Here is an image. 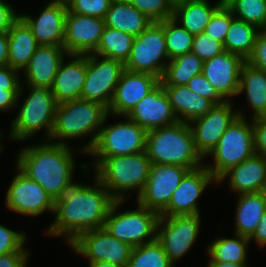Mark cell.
I'll use <instances>...</instances> for the list:
<instances>
[{"label":"cell","instance_id":"5","mask_svg":"<svg viewBox=\"0 0 266 267\" xmlns=\"http://www.w3.org/2000/svg\"><path fill=\"white\" fill-rule=\"evenodd\" d=\"M93 161L95 177L109 190L116 201H126L125 193L136 191L137 197L148 180L151 161L146 153L113 157H96Z\"/></svg>","mask_w":266,"mask_h":267},{"label":"cell","instance_id":"37","mask_svg":"<svg viewBox=\"0 0 266 267\" xmlns=\"http://www.w3.org/2000/svg\"><path fill=\"white\" fill-rule=\"evenodd\" d=\"M178 25V21L173 18L163 20L166 47L170 60L190 53L192 50L195 35L189 33L181 25Z\"/></svg>","mask_w":266,"mask_h":267},{"label":"cell","instance_id":"9","mask_svg":"<svg viewBox=\"0 0 266 267\" xmlns=\"http://www.w3.org/2000/svg\"><path fill=\"white\" fill-rule=\"evenodd\" d=\"M169 60L163 21L152 22L146 30L135 36L125 69L149 73L161 80Z\"/></svg>","mask_w":266,"mask_h":267},{"label":"cell","instance_id":"53","mask_svg":"<svg viewBox=\"0 0 266 267\" xmlns=\"http://www.w3.org/2000/svg\"><path fill=\"white\" fill-rule=\"evenodd\" d=\"M208 267H249L247 264H238V263H223L219 261H209Z\"/></svg>","mask_w":266,"mask_h":267},{"label":"cell","instance_id":"27","mask_svg":"<svg viewBox=\"0 0 266 267\" xmlns=\"http://www.w3.org/2000/svg\"><path fill=\"white\" fill-rule=\"evenodd\" d=\"M7 35L9 40L7 65L23 71L39 44L29 26L21 18L12 25Z\"/></svg>","mask_w":266,"mask_h":267},{"label":"cell","instance_id":"47","mask_svg":"<svg viewBox=\"0 0 266 267\" xmlns=\"http://www.w3.org/2000/svg\"><path fill=\"white\" fill-rule=\"evenodd\" d=\"M19 72L8 65L0 66V90H20Z\"/></svg>","mask_w":266,"mask_h":267},{"label":"cell","instance_id":"8","mask_svg":"<svg viewBox=\"0 0 266 267\" xmlns=\"http://www.w3.org/2000/svg\"><path fill=\"white\" fill-rule=\"evenodd\" d=\"M124 201H115L105 220L104 228L117 239L140 246L156 239L160 214L137 203L135 210L119 212Z\"/></svg>","mask_w":266,"mask_h":267},{"label":"cell","instance_id":"32","mask_svg":"<svg viewBox=\"0 0 266 267\" xmlns=\"http://www.w3.org/2000/svg\"><path fill=\"white\" fill-rule=\"evenodd\" d=\"M260 32L258 27L234 18L224 40L225 51L239 55L246 61L254 50Z\"/></svg>","mask_w":266,"mask_h":267},{"label":"cell","instance_id":"38","mask_svg":"<svg viewBox=\"0 0 266 267\" xmlns=\"http://www.w3.org/2000/svg\"><path fill=\"white\" fill-rule=\"evenodd\" d=\"M228 8L236 19L266 30V0H236Z\"/></svg>","mask_w":266,"mask_h":267},{"label":"cell","instance_id":"33","mask_svg":"<svg viewBox=\"0 0 266 267\" xmlns=\"http://www.w3.org/2000/svg\"><path fill=\"white\" fill-rule=\"evenodd\" d=\"M203 62L192 52L175 57L167 63L160 82L163 86L186 85L194 76L202 73Z\"/></svg>","mask_w":266,"mask_h":267},{"label":"cell","instance_id":"20","mask_svg":"<svg viewBox=\"0 0 266 267\" xmlns=\"http://www.w3.org/2000/svg\"><path fill=\"white\" fill-rule=\"evenodd\" d=\"M246 61L239 55L224 51L203 62L202 74L225 100L237 96L240 72Z\"/></svg>","mask_w":266,"mask_h":267},{"label":"cell","instance_id":"21","mask_svg":"<svg viewBox=\"0 0 266 267\" xmlns=\"http://www.w3.org/2000/svg\"><path fill=\"white\" fill-rule=\"evenodd\" d=\"M127 117L146 131L179 121L161 82L133 108Z\"/></svg>","mask_w":266,"mask_h":267},{"label":"cell","instance_id":"18","mask_svg":"<svg viewBox=\"0 0 266 267\" xmlns=\"http://www.w3.org/2000/svg\"><path fill=\"white\" fill-rule=\"evenodd\" d=\"M104 28V19L67 11L63 47L69 55L94 53Z\"/></svg>","mask_w":266,"mask_h":267},{"label":"cell","instance_id":"43","mask_svg":"<svg viewBox=\"0 0 266 267\" xmlns=\"http://www.w3.org/2000/svg\"><path fill=\"white\" fill-rule=\"evenodd\" d=\"M24 232L18 233L9 227L0 224V255L18 250H27L24 245L27 242Z\"/></svg>","mask_w":266,"mask_h":267},{"label":"cell","instance_id":"7","mask_svg":"<svg viewBox=\"0 0 266 267\" xmlns=\"http://www.w3.org/2000/svg\"><path fill=\"white\" fill-rule=\"evenodd\" d=\"M237 113L238 117L228 127L219 139L218 145L208 155V157L213 156L214 163L211 166L206 165V168L217 181L230 168L237 166L256 153L252 119L250 123L246 122L244 114L239 109Z\"/></svg>","mask_w":266,"mask_h":267},{"label":"cell","instance_id":"12","mask_svg":"<svg viewBox=\"0 0 266 267\" xmlns=\"http://www.w3.org/2000/svg\"><path fill=\"white\" fill-rule=\"evenodd\" d=\"M88 262H108L113 265L128 266L133 247L113 237L105 228L92 229L81 233L69 244Z\"/></svg>","mask_w":266,"mask_h":267},{"label":"cell","instance_id":"45","mask_svg":"<svg viewBox=\"0 0 266 267\" xmlns=\"http://www.w3.org/2000/svg\"><path fill=\"white\" fill-rule=\"evenodd\" d=\"M246 62L255 68L266 71V30H261L258 34L254 50Z\"/></svg>","mask_w":266,"mask_h":267},{"label":"cell","instance_id":"30","mask_svg":"<svg viewBox=\"0 0 266 267\" xmlns=\"http://www.w3.org/2000/svg\"><path fill=\"white\" fill-rule=\"evenodd\" d=\"M265 211L266 201L259 192L239 194L235 215V234L250 238Z\"/></svg>","mask_w":266,"mask_h":267},{"label":"cell","instance_id":"34","mask_svg":"<svg viewBox=\"0 0 266 267\" xmlns=\"http://www.w3.org/2000/svg\"><path fill=\"white\" fill-rule=\"evenodd\" d=\"M234 236V238H218L210 243L207 247L209 261L246 264L247 249L251 241L240 234H234Z\"/></svg>","mask_w":266,"mask_h":267},{"label":"cell","instance_id":"2","mask_svg":"<svg viewBox=\"0 0 266 267\" xmlns=\"http://www.w3.org/2000/svg\"><path fill=\"white\" fill-rule=\"evenodd\" d=\"M44 141L38 146L23 148L15 165L28 178L39 183L55 201L75 183L72 179L76 162L72 148L67 144Z\"/></svg>","mask_w":266,"mask_h":267},{"label":"cell","instance_id":"1","mask_svg":"<svg viewBox=\"0 0 266 267\" xmlns=\"http://www.w3.org/2000/svg\"><path fill=\"white\" fill-rule=\"evenodd\" d=\"M94 179L92 186L75 182L55 200V219L44 233L65 237L70 244L85 231L104 228L116 200L96 177Z\"/></svg>","mask_w":266,"mask_h":267},{"label":"cell","instance_id":"28","mask_svg":"<svg viewBox=\"0 0 266 267\" xmlns=\"http://www.w3.org/2000/svg\"><path fill=\"white\" fill-rule=\"evenodd\" d=\"M244 91L253 111L251 119L266 116V71L245 62L240 72L238 95Z\"/></svg>","mask_w":266,"mask_h":267},{"label":"cell","instance_id":"25","mask_svg":"<svg viewBox=\"0 0 266 267\" xmlns=\"http://www.w3.org/2000/svg\"><path fill=\"white\" fill-rule=\"evenodd\" d=\"M227 180L231 190L238 195L259 192L266 179V157L255 153L237 166L225 172L217 184Z\"/></svg>","mask_w":266,"mask_h":267},{"label":"cell","instance_id":"4","mask_svg":"<svg viewBox=\"0 0 266 267\" xmlns=\"http://www.w3.org/2000/svg\"><path fill=\"white\" fill-rule=\"evenodd\" d=\"M146 153L152 164H170L189 170L204 165L197 151L189 123L175 124L147 131Z\"/></svg>","mask_w":266,"mask_h":267},{"label":"cell","instance_id":"39","mask_svg":"<svg viewBox=\"0 0 266 267\" xmlns=\"http://www.w3.org/2000/svg\"><path fill=\"white\" fill-rule=\"evenodd\" d=\"M130 3L153 22L173 18L174 8L167 0H131Z\"/></svg>","mask_w":266,"mask_h":267},{"label":"cell","instance_id":"14","mask_svg":"<svg viewBox=\"0 0 266 267\" xmlns=\"http://www.w3.org/2000/svg\"><path fill=\"white\" fill-rule=\"evenodd\" d=\"M17 173L6 191L5 204L9 210L27 216L43 212L54 213L55 201L36 181L28 178L17 167Z\"/></svg>","mask_w":266,"mask_h":267},{"label":"cell","instance_id":"26","mask_svg":"<svg viewBox=\"0 0 266 267\" xmlns=\"http://www.w3.org/2000/svg\"><path fill=\"white\" fill-rule=\"evenodd\" d=\"M172 109L181 122L191 121L206 115L215 105L211 100L192 92L186 85L163 86Z\"/></svg>","mask_w":266,"mask_h":267},{"label":"cell","instance_id":"31","mask_svg":"<svg viewBox=\"0 0 266 267\" xmlns=\"http://www.w3.org/2000/svg\"><path fill=\"white\" fill-rule=\"evenodd\" d=\"M219 7L210 4L208 0H187L174 7L173 19L179 21L181 26L189 33L196 35L204 32L206 25L210 22L213 13Z\"/></svg>","mask_w":266,"mask_h":267},{"label":"cell","instance_id":"3","mask_svg":"<svg viewBox=\"0 0 266 267\" xmlns=\"http://www.w3.org/2000/svg\"><path fill=\"white\" fill-rule=\"evenodd\" d=\"M107 114L108 109L104 105L81 98L57 104L50 142L68 145L65 140L85 138L91 134L88 143L80 150L88 153L98 138Z\"/></svg>","mask_w":266,"mask_h":267},{"label":"cell","instance_id":"11","mask_svg":"<svg viewBox=\"0 0 266 267\" xmlns=\"http://www.w3.org/2000/svg\"><path fill=\"white\" fill-rule=\"evenodd\" d=\"M124 70L125 64L119 60L87 54V73L81 99L98 102L108 109Z\"/></svg>","mask_w":266,"mask_h":267},{"label":"cell","instance_id":"40","mask_svg":"<svg viewBox=\"0 0 266 267\" xmlns=\"http://www.w3.org/2000/svg\"><path fill=\"white\" fill-rule=\"evenodd\" d=\"M234 18L235 17L229 8L219 7L213 13L210 22L206 25L204 30L205 34L224 43L227 31Z\"/></svg>","mask_w":266,"mask_h":267},{"label":"cell","instance_id":"15","mask_svg":"<svg viewBox=\"0 0 266 267\" xmlns=\"http://www.w3.org/2000/svg\"><path fill=\"white\" fill-rule=\"evenodd\" d=\"M188 171V168L177 165L152 164L148 180L136 202L160 214Z\"/></svg>","mask_w":266,"mask_h":267},{"label":"cell","instance_id":"55","mask_svg":"<svg viewBox=\"0 0 266 267\" xmlns=\"http://www.w3.org/2000/svg\"><path fill=\"white\" fill-rule=\"evenodd\" d=\"M236 0H219L216 4L218 7H226L228 8L233 2Z\"/></svg>","mask_w":266,"mask_h":267},{"label":"cell","instance_id":"6","mask_svg":"<svg viewBox=\"0 0 266 267\" xmlns=\"http://www.w3.org/2000/svg\"><path fill=\"white\" fill-rule=\"evenodd\" d=\"M29 95L19 107L18 114L11 122L10 139L25 141L45 129V140L50 141L57 102L51 89L26 86Z\"/></svg>","mask_w":266,"mask_h":267},{"label":"cell","instance_id":"59","mask_svg":"<svg viewBox=\"0 0 266 267\" xmlns=\"http://www.w3.org/2000/svg\"><path fill=\"white\" fill-rule=\"evenodd\" d=\"M55 1H59V2H61V3H67L69 0H55Z\"/></svg>","mask_w":266,"mask_h":267},{"label":"cell","instance_id":"44","mask_svg":"<svg viewBox=\"0 0 266 267\" xmlns=\"http://www.w3.org/2000/svg\"><path fill=\"white\" fill-rule=\"evenodd\" d=\"M186 86L194 93L199 96L206 97L211 100L214 104H221L225 100L217 93L214 87L204 77V75L198 74L194 76Z\"/></svg>","mask_w":266,"mask_h":267},{"label":"cell","instance_id":"48","mask_svg":"<svg viewBox=\"0 0 266 267\" xmlns=\"http://www.w3.org/2000/svg\"><path fill=\"white\" fill-rule=\"evenodd\" d=\"M20 18L11 4L0 0V33L8 32L12 25Z\"/></svg>","mask_w":266,"mask_h":267},{"label":"cell","instance_id":"49","mask_svg":"<svg viewBox=\"0 0 266 267\" xmlns=\"http://www.w3.org/2000/svg\"><path fill=\"white\" fill-rule=\"evenodd\" d=\"M29 252L18 250L0 255V267H27Z\"/></svg>","mask_w":266,"mask_h":267},{"label":"cell","instance_id":"50","mask_svg":"<svg viewBox=\"0 0 266 267\" xmlns=\"http://www.w3.org/2000/svg\"><path fill=\"white\" fill-rule=\"evenodd\" d=\"M23 85L20 90H0V111L13 109L19 103L22 96Z\"/></svg>","mask_w":266,"mask_h":267},{"label":"cell","instance_id":"46","mask_svg":"<svg viewBox=\"0 0 266 267\" xmlns=\"http://www.w3.org/2000/svg\"><path fill=\"white\" fill-rule=\"evenodd\" d=\"M252 127L255 152L266 157V116L252 119Z\"/></svg>","mask_w":266,"mask_h":267},{"label":"cell","instance_id":"16","mask_svg":"<svg viewBox=\"0 0 266 267\" xmlns=\"http://www.w3.org/2000/svg\"><path fill=\"white\" fill-rule=\"evenodd\" d=\"M231 102L227 100L221 104H215L206 115L189 123L195 147L203 158L214 150L219 139L238 117L237 110L233 111Z\"/></svg>","mask_w":266,"mask_h":267},{"label":"cell","instance_id":"42","mask_svg":"<svg viewBox=\"0 0 266 267\" xmlns=\"http://www.w3.org/2000/svg\"><path fill=\"white\" fill-rule=\"evenodd\" d=\"M224 51V43L205 34V32L194 36L191 52L196 54L201 60L212 59Z\"/></svg>","mask_w":266,"mask_h":267},{"label":"cell","instance_id":"19","mask_svg":"<svg viewBox=\"0 0 266 267\" xmlns=\"http://www.w3.org/2000/svg\"><path fill=\"white\" fill-rule=\"evenodd\" d=\"M159 83L160 79L152 74L125 69L116 85L108 113L120 118L127 116Z\"/></svg>","mask_w":266,"mask_h":267},{"label":"cell","instance_id":"36","mask_svg":"<svg viewBox=\"0 0 266 267\" xmlns=\"http://www.w3.org/2000/svg\"><path fill=\"white\" fill-rule=\"evenodd\" d=\"M127 267H175L161 244L154 241L132 249Z\"/></svg>","mask_w":266,"mask_h":267},{"label":"cell","instance_id":"56","mask_svg":"<svg viewBox=\"0 0 266 267\" xmlns=\"http://www.w3.org/2000/svg\"><path fill=\"white\" fill-rule=\"evenodd\" d=\"M263 199L266 201V179L263 181V184L261 186V189L259 191Z\"/></svg>","mask_w":266,"mask_h":267},{"label":"cell","instance_id":"54","mask_svg":"<svg viewBox=\"0 0 266 267\" xmlns=\"http://www.w3.org/2000/svg\"><path fill=\"white\" fill-rule=\"evenodd\" d=\"M89 267H123L120 265H113L108 262H89Z\"/></svg>","mask_w":266,"mask_h":267},{"label":"cell","instance_id":"29","mask_svg":"<svg viewBox=\"0 0 266 267\" xmlns=\"http://www.w3.org/2000/svg\"><path fill=\"white\" fill-rule=\"evenodd\" d=\"M105 26L137 36L153 22L130 2L112 1L104 18Z\"/></svg>","mask_w":266,"mask_h":267},{"label":"cell","instance_id":"10","mask_svg":"<svg viewBox=\"0 0 266 267\" xmlns=\"http://www.w3.org/2000/svg\"><path fill=\"white\" fill-rule=\"evenodd\" d=\"M104 119L93 148L87 153L93 157L131 155L146 151L147 131L127 116L125 121L106 124Z\"/></svg>","mask_w":266,"mask_h":267},{"label":"cell","instance_id":"35","mask_svg":"<svg viewBox=\"0 0 266 267\" xmlns=\"http://www.w3.org/2000/svg\"><path fill=\"white\" fill-rule=\"evenodd\" d=\"M135 36L105 26L94 54L119 60H128Z\"/></svg>","mask_w":266,"mask_h":267},{"label":"cell","instance_id":"51","mask_svg":"<svg viewBox=\"0 0 266 267\" xmlns=\"http://www.w3.org/2000/svg\"><path fill=\"white\" fill-rule=\"evenodd\" d=\"M252 242L254 240L259 247L266 246V211L263 214L260 222L257 225L256 230L254 231L253 235L249 238Z\"/></svg>","mask_w":266,"mask_h":267},{"label":"cell","instance_id":"24","mask_svg":"<svg viewBox=\"0 0 266 267\" xmlns=\"http://www.w3.org/2000/svg\"><path fill=\"white\" fill-rule=\"evenodd\" d=\"M67 58L71 60L60 63L51 88L57 104L80 99L86 80L87 54H68Z\"/></svg>","mask_w":266,"mask_h":267},{"label":"cell","instance_id":"13","mask_svg":"<svg viewBox=\"0 0 266 267\" xmlns=\"http://www.w3.org/2000/svg\"><path fill=\"white\" fill-rule=\"evenodd\" d=\"M201 215L160 216L156 240L174 263L189 252L198 238Z\"/></svg>","mask_w":266,"mask_h":267},{"label":"cell","instance_id":"23","mask_svg":"<svg viewBox=\"0 0 266 267\" xmlns=\"http://www.w3.org/2000/svg\"><path fill=\"white\" fill-rule=\"evenodd\" d=\"M64 56L68 53L63 46L39 45L23 69L27 86L51 89Z\"/></svg>","mask_w":266,"mask_h":267},{"label":"cell","instance_id":"17","mask_svg":"<svg viewBox=\"0 0 266 267\" xmlns=\"http://www.w3.org/2000/svg\"><path fill=\"white\" fill-rule=\"evenodd\" d=\"M217 180L205 165L189 170L175 189L167 207L160 216L195 215L200 214L198 199L212 183Z\"/></svg>","mask_w":266,"mask_h":267},{"label":"cell","instance_id":"60","mask_svg":"<svg viewBox=\"0 0 266 267\" xmlns=\"http://www.w3.org/2000/svg\"><path fill=\"white\" fill-rule=\"evenodd\" d=\"M112 1L130 2L131 0H112Z\"/></svg>","mask_w":266,"mask_h":267},{"label":"cell","instance_id":"22","mask_svg":"<svg viewBox=\"0 0 266 267\" xmlns=\"http://www.w3.org/2000/svg\"><path fill=\"white\" fill-rule=\"evenodd\" d=\"M48 3L37 18L27 14H20V18L29 26L39 45L63 46L67 5L55 0Z\"/></svg>","mask_w":266,"mask_h":267},{"label":"cell","instance_id":"57","mask_svg":"<svg viewBox=\"0 0 266 267\" xmlns=\"http://www.w3.org/2000/svg\"><path fill=\"white\" fill-rule=\"evenodd\" d=\"M170 5L174 8L175 6L184 3L187 0H167Z\"/></svg>","mask_w":266,"mask_h":267},{"label":"cell","instance_id":"52","mask_svg":"<svg viewBox=\"0 0 266 267\" xmlns=\"http://www.w3.org/2000/svg\"><path fill=\"white\" fill-rule=\"evenodd\" d=\"M9 40L7 32L0 33V66L7 65Z\"/></svg>","mask_w":266,"mask_h":267},{"label":"cell","instance_id":"58","mask_svg":"<svg viewBox=\"0 0 266 267\" xmlns=\"http://www.w3.org/2000/svg\"><path fill=\"white\" fill-rule=\"evenodd\" d=\"M1 132H2V130H0V154H1V152L3 151V150H2V149H3V146H2L3 144H1V139H2L1 136H2L3 134H2Z\"/></svg>","mask_w":266,"mask_h":267},{"label":"cell","instance_id":"41","mask_svg":"<svg viewBox=\"0 0 266 267\" xmlns=\"http://www.w3.org/2000/svg\"><path fill=\"white\" fill-rule=\"evenodd\" d=\"M112 0H69V12L104 19Z\"/></svg>","mask_w":266,"mask_h":267}]
</instances>
